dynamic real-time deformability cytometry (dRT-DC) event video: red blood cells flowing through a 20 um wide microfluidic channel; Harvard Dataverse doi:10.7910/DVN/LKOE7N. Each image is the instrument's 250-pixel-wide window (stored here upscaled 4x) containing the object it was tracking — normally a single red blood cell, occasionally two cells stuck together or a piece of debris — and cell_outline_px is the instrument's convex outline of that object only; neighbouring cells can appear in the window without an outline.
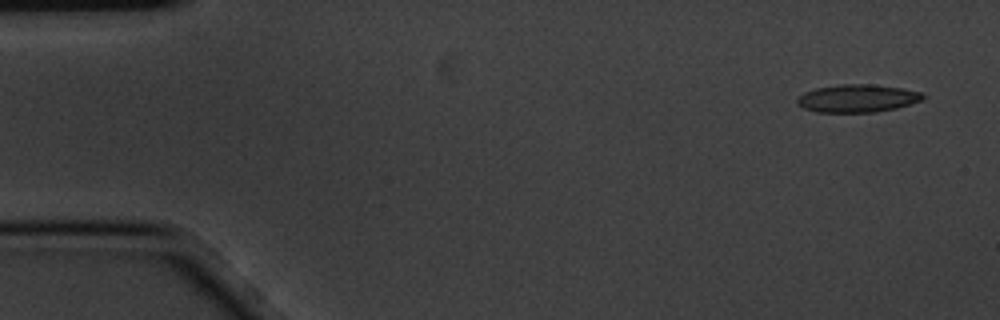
{"species": "common noctule bat (a hibernating species)", "species_latin": "Nyctalus noctula", "temperature_condition": "cold", "stored_images_in_passage": 3, "camera_frame_rate_fps": 3000, "um_per_image_px": 0.085, "animal": {"sex": "male", "body_mass_g": 20.1, "forearm_length_mm": 53.5}, "frame": {"image": 1, "passage_image": 1, "time_ms": 0.0, "image_size_px": [1000, 320], "cell_outline_px": [[924, 96], [920, 100], [896, 108], [876, 112], [816, 112], [804, 108], [796, 104], [796, 100], [804, 92], [816, 88], [840, 84], [872, 84], [904, 88], [924, 92]], "centroid_in_image_um": [72.87, 8.35], "position_along_channel_um": 12.1, "area_um2": 20.4}}